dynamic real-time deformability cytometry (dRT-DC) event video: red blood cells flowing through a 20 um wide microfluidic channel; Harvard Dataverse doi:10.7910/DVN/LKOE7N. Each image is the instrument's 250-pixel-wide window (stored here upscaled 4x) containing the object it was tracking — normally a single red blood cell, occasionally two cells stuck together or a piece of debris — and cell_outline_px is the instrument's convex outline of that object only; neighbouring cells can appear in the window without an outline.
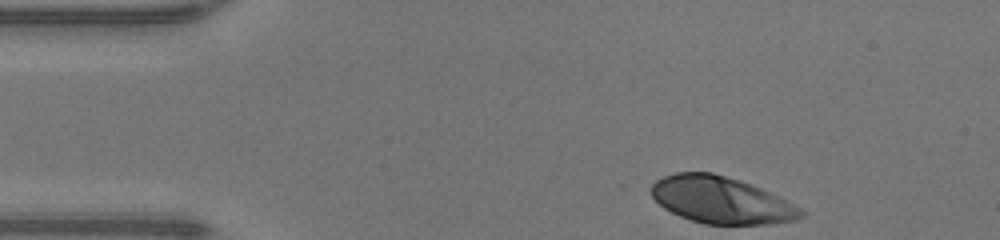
{"species": "human", "species_latin": "Homo sapiens", "temperature_condition": "warm", "stored_images_in_passage": 34, "camera_frame_rate_fps": 3000, "um_per_image_px": 0.085, "donor": {"sex": "male"}, "frame": {"image": 1, "passage_image": 1, "time_ms": 0.0, "image_size_px": [1000, 240], "cell_outline_px": [[808, 212], [804, 216], [796, 220], [768, 224], [704, 224], [680, 216], [664, 208], [652, 196], [652, 184], [656, 180], [664, 176], [676, 172], [712, 172], [740, 180], [752, 184]], "centroid_in_image_um": [61.3, 17.0], "position_along_channel_um": 23.7, "area_um2": 40.58}}
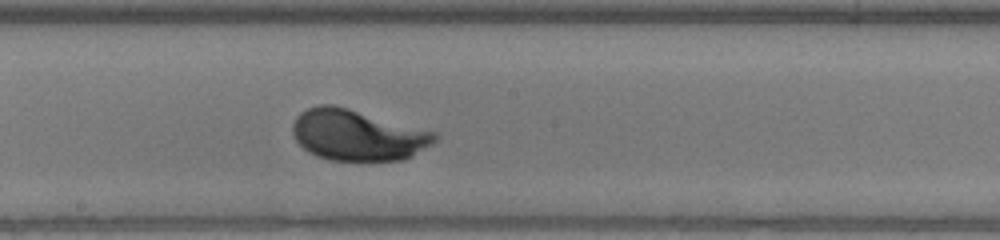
{"frame": {"image": 2, "passage_image": 20, "time_ms": 6.333, "image_size_px": [1000, 240], "cell_outline_px": [[440, 136], [432, 144], [412, 156], [404, 160], [328, 160], [316, 156], [308, 152], [296, 140], [292, 132], [292, 124], [296, 116], [300, 112], [308, 108], [320, 104], [332, 104], [348, 108], [436, 132]], "centroid_in_image_um": [30.38, 11.48], "position_along_channel_um": 217.8, "area_um2": 42.19}}
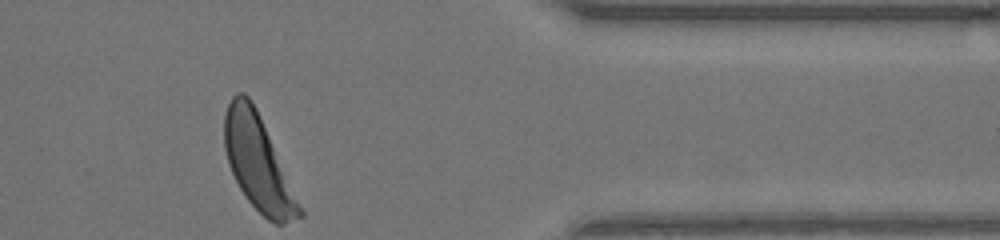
{"frame": {"image": 3, "passage_image": 34, "time_ms": 11.0, "image_size_px": [1000, 240], "cell_outline_px": [[304, 216], [284, 224], [276, 224], [268, 220], [248, 200], [240, 188], [228, 164], [224, 148], [224, 112], [232, 96], [236, 92], [244, 92], [252, 100], [260, 116], [304, 212]], "centroid_in_image_um": [21.92, 13.83], "position_along_channel_um": 389.5, "area_um2": 40.92}, "authors_computed_cell_mechanics": {"area_um2": 41.038, "velocity_mm_per_s": 4.2141, "shape_relaxation_time_tau1_ms": 2.05, "shape_relaxation_time_tau2_ms": null, "deformation_change_tau1": 0.1699, "deformation_change_tau2": null}}